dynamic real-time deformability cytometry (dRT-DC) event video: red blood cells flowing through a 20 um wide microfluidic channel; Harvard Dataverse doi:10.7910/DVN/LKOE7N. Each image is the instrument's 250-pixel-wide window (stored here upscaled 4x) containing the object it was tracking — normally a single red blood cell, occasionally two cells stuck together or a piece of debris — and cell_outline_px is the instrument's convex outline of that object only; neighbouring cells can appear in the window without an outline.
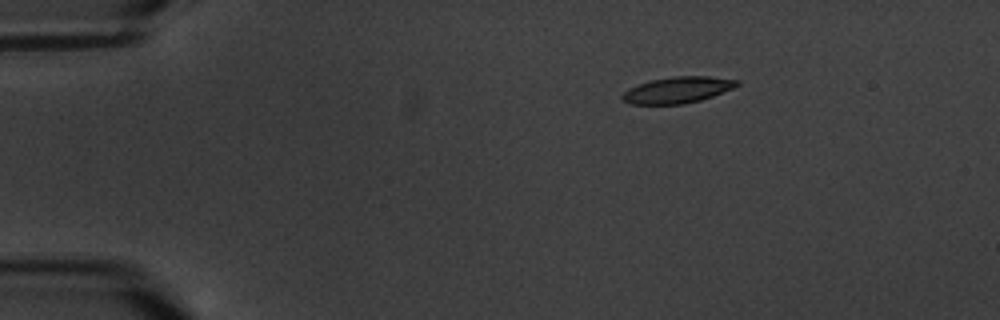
{"species": "common noctule bat (a hibernating species)", "species_latin": "Nyctalus noctula", "temperature_condition": "warm", "stored_images_in_passage": 8, "camera_frame_rate_fps": 3000, "um_per_image_px": 0.085, "animal": {"sex": "male", "body_mass_g": 20.1, "forearm_length_mm": 53.5}, "frame": {"image": 1, "passage_image": 1, "time_ms": 0.0, "image_size_px": [1000, 320], "cell_outline_px": [[740, 84], [732, 88], [712, 96], [700, 100], [684, 104], [628, 104], [620, 96], [628, 88], [652, 80], [672, 76], [708, 76], [740, 80]], "centroid_in_image_um": [57.59, 7.64], "position_along_channel_um": 27.4, "area_um2": 17.46}}
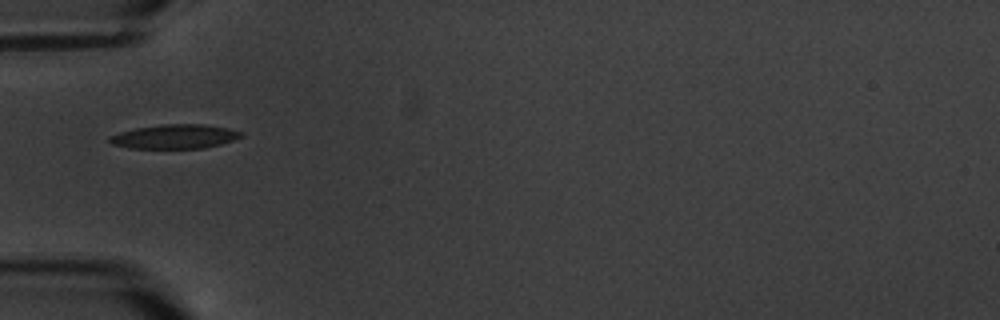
{"frame": {"image": 2, "passage_image": 4, "time_ms": 3.333, "image_size_px": [1000, 320], "cell_outline_px": [[244, 136], [220, 144], [204, 148], [128, 148], [112, 144], [108, 140], [108, 136], [120, 132], [136, 128], [160, 124], [204, 124], [228, 128], [244, 132]], "centroid_in_image_um": [14.86, 11.6], "position_along_channel_um": 70.1, "area_um2": 18.61}}
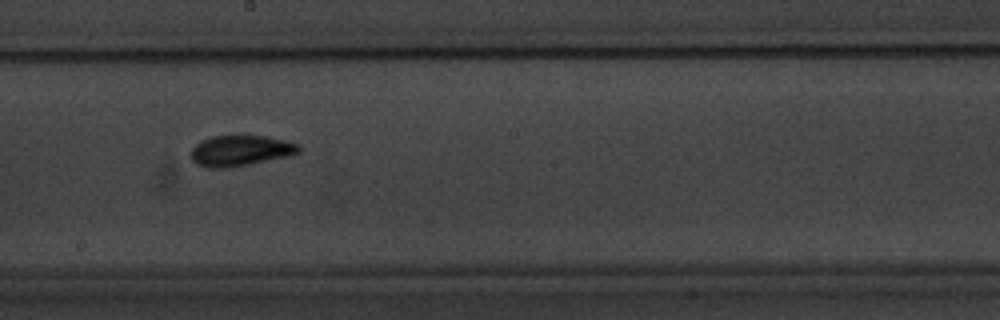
{"frame": {"image": 3, "passage_image": 8, "time_ms": 8.0, "image_size_px": [1000, 320], "cell_outline_px": [[300, 152], [288, 156], [248, 164], [224, 168], [208, 168], [196, 164], [192, 160], [192, 148], [200, 140], [212, 136], [240, 132], [268, 136], [300, 144]], "centroid_in_image_um": [20.43, 12.74], "position_along_channel_um": 227.8, "area_um2": 20.0}}